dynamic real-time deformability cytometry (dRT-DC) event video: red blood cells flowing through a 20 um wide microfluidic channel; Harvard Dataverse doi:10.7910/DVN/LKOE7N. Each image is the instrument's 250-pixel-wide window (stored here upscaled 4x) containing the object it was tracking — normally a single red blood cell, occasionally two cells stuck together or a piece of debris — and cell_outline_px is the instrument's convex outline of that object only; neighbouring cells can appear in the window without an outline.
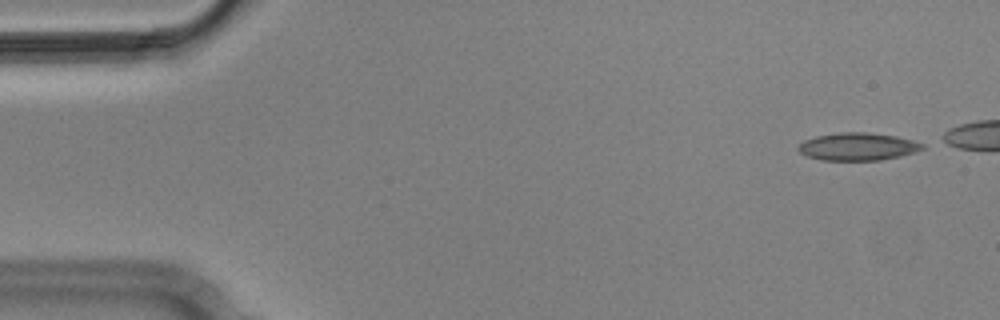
{"species": "Egyptian fruit bat (a non-hibernating species)", "species_latin": "Rousettus aegyptiacus", "temperature_condition": "cold", "stored_images_in_passage": 5, "camera_frame_rate_fps": 3000, "um_per_image_px": 0.085, "animal": {"sex": "male"}, "frame": {"image": 1, "passage_image": 1, "time_ms": 0.0, "image_size_px": [1000, 320], "cell_outline_px": [[924, 148], [916, 152], [900, 156], [880, 160], [820, 160], [808, 156], [800, 152], [796, 148], [804, 140], [816, 136], [840, 132], [864, 132], [896, 136], [912, 140], [924, 144]], "centroid_in_image_um": [72.91, 12.46], "position_along_channel_um": 12.1, "area_um2": 19.94}}